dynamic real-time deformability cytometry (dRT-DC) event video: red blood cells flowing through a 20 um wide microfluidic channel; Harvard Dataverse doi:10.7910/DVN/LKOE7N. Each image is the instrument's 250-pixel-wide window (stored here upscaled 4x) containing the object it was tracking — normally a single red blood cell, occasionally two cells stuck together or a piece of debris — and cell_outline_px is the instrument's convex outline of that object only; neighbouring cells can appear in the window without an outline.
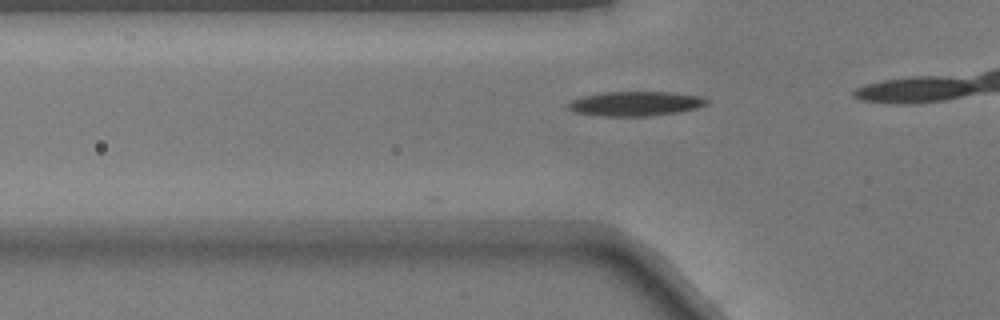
{"species": "common noctule bat (a hibernating species)", "species_latin": "Nyctalus noctula", "temperature_condition": "warm", "stored_images_in_passage": 2, "camera_frame_rate_fps": 3000, "um_per_image_px": 0.085, "animal": {"sex": "male", "body_mass_g": 17.9}, "frame": {"image": 1, "passage_image": 2, "time_ms": 0.333, "image_size_px": [1000, 320], "cell_outline_px": [[708, 104], [696, 108], [680, 112], [648, 116], [600, 116], [572, 112], [564, 104], [572, 100], [584, 96], [604, 92], [672, 92], [700, 96], [708, 100]], "centroid_in_image_um": [53.98, 8.82], "position_along_channel_um": 71.8, "area_um2": 19.94}}